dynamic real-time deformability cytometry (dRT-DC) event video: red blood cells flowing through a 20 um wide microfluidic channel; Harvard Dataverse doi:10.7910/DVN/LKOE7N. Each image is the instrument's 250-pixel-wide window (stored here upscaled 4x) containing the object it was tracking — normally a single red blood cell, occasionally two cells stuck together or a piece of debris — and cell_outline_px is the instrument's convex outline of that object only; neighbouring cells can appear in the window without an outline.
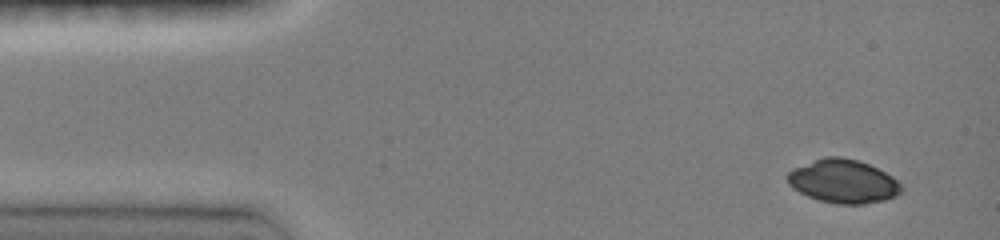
{"species": "common noctule bat (a hibernating species)", "species_latin": "Nyctalus noctula", "temperature_condition": "room temperature", "stored_images_in_passage": 15, "camera_frame_rate_fps": 3000, "um_per_image_px": 0.085, "animal": {"sex": "female", "body_mass_g": 19.0, "forearm_length_mm": 51.5}, "frame": {"image": 1, "passage_image": 1, "time_ms": 0.0, "image_size_px": [1000, 240], "cell_outline_px": [[904, 188], [896, 196], [884, 200], [864, 204], [836, 204], [820, 200], [808, 196], [792, 188], [788, 184], [788, 172], [792, 168], [824, 156], [840, 156], [856, 160], [868, 164], [892, 176]], "centroid_in_image_um": [71.66, 15.41], "position_along_channel_um": 13.3, "area_um2": 28.84}}
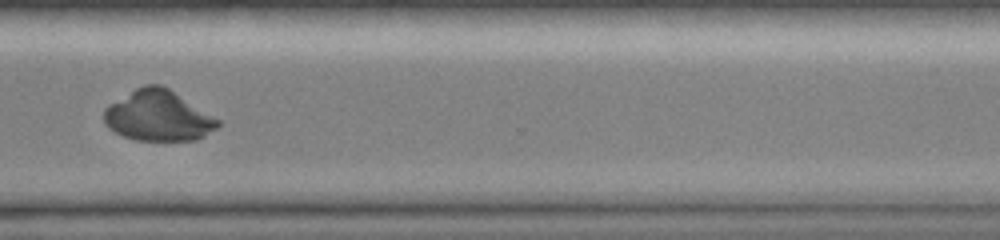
{"frame": {"image": 2, "passage_image": 12, "time_ms": 10.667, "image_size_px": [1000, 240], "cell_outline_px": [[220, 124], [216, 128], [204, 136], [196, 140], [136, 140], [124, 136], [108, 128], [104, 124], [104, 108], [108, 104], [136, 88], [144, 84], [160, 84], [168, 88], [220, 120]], "centroid_in_image_um": [13.42, 9.84], "position_along_channel_um": 357.2, "area_um2": 33.41}}
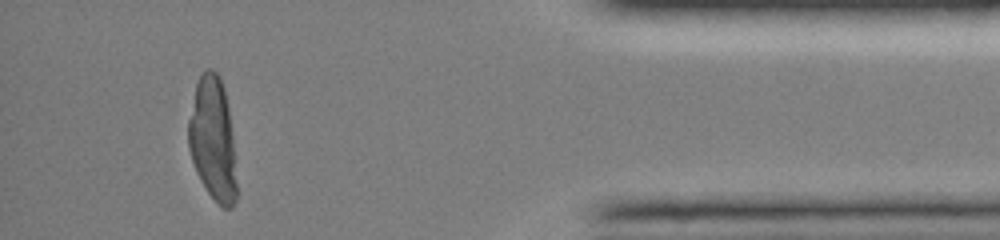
{"frame": {"image": 3, "passage_image": 14, "time_ms": 13.0, "image_size_px": [1000, 240], "cell_outline_px": [[236, 200], [232, 208], [224, 208], [208, 192], [200, 180], [196, 172], [188, 148], [188, 120], [196, 84], [200, 76], [208, 68], [212, 68], [220, 76], [224, 88], [228, 108], [232, 136], [236, 184]], "centroid_in_image_um": [18.07, 11.82], "position_along_channel_um": 417.1, "area_um2": 34.28}}